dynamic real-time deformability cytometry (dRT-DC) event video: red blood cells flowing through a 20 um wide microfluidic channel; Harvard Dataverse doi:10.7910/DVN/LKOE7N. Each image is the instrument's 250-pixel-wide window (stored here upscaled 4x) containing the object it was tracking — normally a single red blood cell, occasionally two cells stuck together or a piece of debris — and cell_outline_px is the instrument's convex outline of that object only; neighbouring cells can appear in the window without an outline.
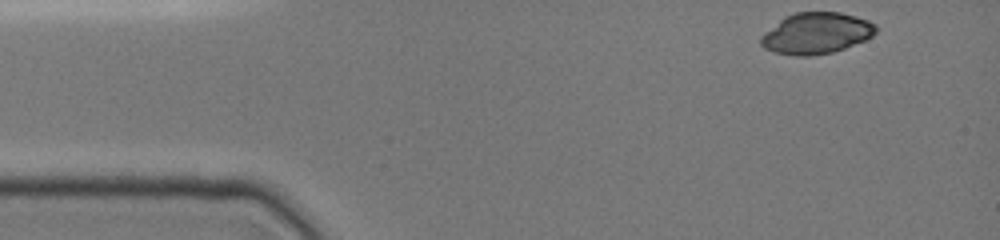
{"species": "common noctule bat (a hibernating species)", "species_latin": "Nyctalus noctula", "temperature_condition": "cold", "stored_images_in_passage": 38, "camera_frame_rate_fps": 3000, "um_per_image_px": 0.085, "animal": {"sex": "female", "body_mass_g": 19.0, "forearm_length_mm": 51.5}, "frame": {"image": 1, "passage_image": 1, "time_ms": 0.0, "image_size_px": [1000, 240], "cell_outline_px": [[876, 32], [872, 36], [864, 40], [844, 48], [832, 52], [808, 56], [796, 56], [776, 52], [764, 48], [760, 44], [760, 36], [764, 32], [784, 16], [796, 12], [840, 12], [856, 16], [868, 20], [876, 24]], "centroid_in_image_um": [69.36, 2.82], "position_along_channel_um": 15.6, "area_um2": 27.63}}
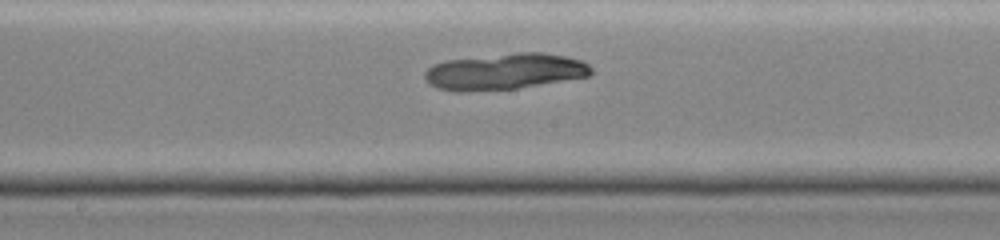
{"frame": {"image": 2, "passage_image": 22, "time_ms": 7.0, "image_size_px": [1000, 240], "cell_outline_px": [[592, 72], [588, 76], [516, 88], [464, 92], [460, 92], [436, 88], [428, 84], [424, 76], [424, 72], [428, 68], [444, 60], [516, 52], [544, 52], [568, 56], [580, 60], [588, 64], [592, 68]], "centroid_in_image_um": [42.87, 6.07], "position_along_channel_um": 205.3, "area_um2": 35.2}}
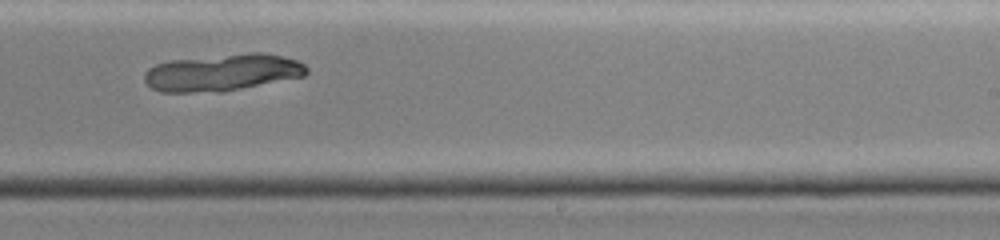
{"frame": {"image": 3, "passage_image": 27, "time_ms": 8.667, "image_size_px": [1000, 240], "cell_outline_px": [[308, 72], [304, 76], [224, 92], [160, 92], [152, 88], [144, 80], [144, 72], [148, 68], [156, 64], [172, 60], [248, 52], [264, 52], [296, 60], [304, 64], [308, 68]], "centroid_in_image_um": [18.9, 6.16], "position_along_channel_um": 270.1, "area_um2": 35.08}}